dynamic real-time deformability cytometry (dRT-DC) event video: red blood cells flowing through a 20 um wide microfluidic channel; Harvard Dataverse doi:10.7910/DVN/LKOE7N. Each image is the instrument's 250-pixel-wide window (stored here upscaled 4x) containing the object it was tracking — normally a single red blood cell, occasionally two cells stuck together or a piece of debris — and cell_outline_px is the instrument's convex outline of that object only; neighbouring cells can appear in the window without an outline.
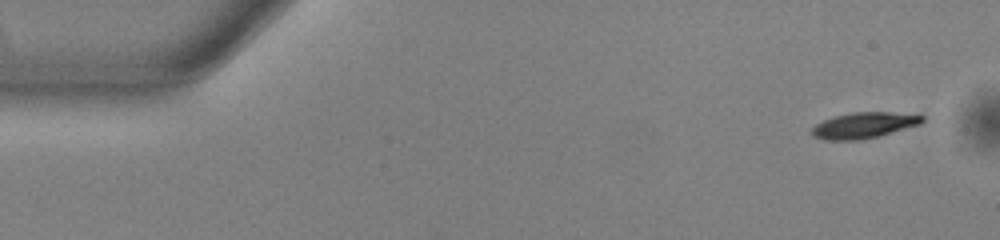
{"species": "common noctule bat (a hibernating species)", "species_latin": "Nyctalus noctula", "temperature_condition": "warm", "stored_images_in_passage": 50, "camera_frame_rate_fps": 3000, "um_per_image_px": 0.085, "animal": {"sex": "male", "body_mass_g": 13.0, "forearm_length_mm": 53.1}, "frame": {"image": 1, "passage_image": 1, "time_ms": 0.0, "image_size_px": [1000, 240], "cell_outline_px": [[924, 120], [920, 124], [876, 136], [860, 140], [824, 140], [812, 136], [812, 128], [816, 124], [824, 120], [836, 116], [852, 112], [892, 112], [924, 116]], "centroid_in_image_um": [73.4, 10.65], "position_along_channel_um": 11.6, "area_um2": 16.36}}
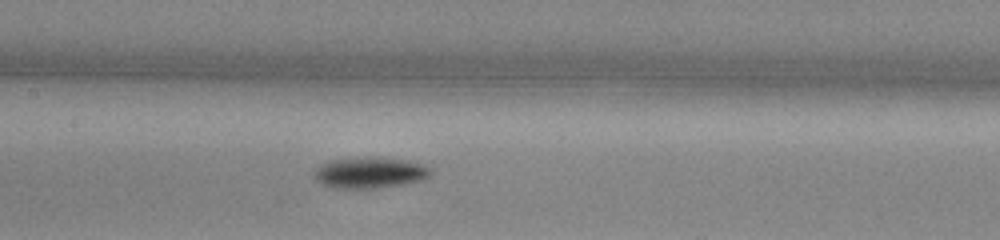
{"frame": {"image": 2, "passage_image": 23, "time_ms": 7.333, "image_size_px": [1000, 240], "cell_outline_px": [[432, 172], [424, 180], [404, 184], [380, 188], [332, 188], [320, 184], [316, 180], [316, 172], [324, 164], [332, 160], [356, 156], [380, 156], [404, 160], [424, 164], [432, 168]], "centroid_in_image_um": [31.51, 14.66], "position_along_channel_um": 175.9, "area_um2": 21.39}}
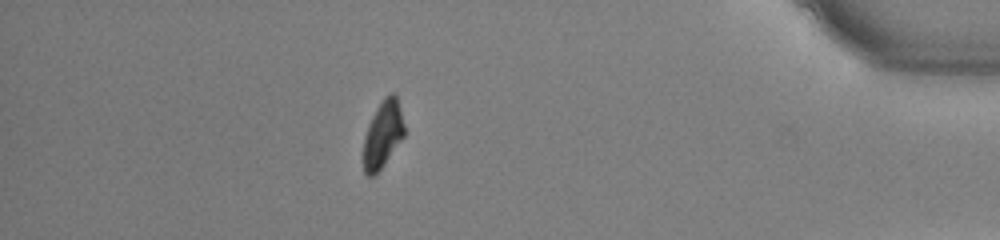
{"frame": {"image": 3, "passage_image": 44, "time_ms": 14.333, "image_size_px": [1000, 240], "cell_outline_px": [[404, 136], [384, 164], [372, 176], [368, 176], [364, 172], [364, 136], [368, 124], [376, 108], [384, 96], [392, 92], [396, 96], [400, 108], [404, 124]], "centroid_in_image_um": [32.54, 11.38], "position_along_channel_um": 402.7, "area_um2": 15.72}, "authors_computed_cell_mechanics": {"area_um2": 18.0625, "velocity_mm_per_s": 3.9219, "shape_relaxation_time_tau1_ms": 1.7113, "shape_relaxation_time_tau2_ms": null, "deformation_change_tau1": 0.1399, "deformation_change_tau2": null}}